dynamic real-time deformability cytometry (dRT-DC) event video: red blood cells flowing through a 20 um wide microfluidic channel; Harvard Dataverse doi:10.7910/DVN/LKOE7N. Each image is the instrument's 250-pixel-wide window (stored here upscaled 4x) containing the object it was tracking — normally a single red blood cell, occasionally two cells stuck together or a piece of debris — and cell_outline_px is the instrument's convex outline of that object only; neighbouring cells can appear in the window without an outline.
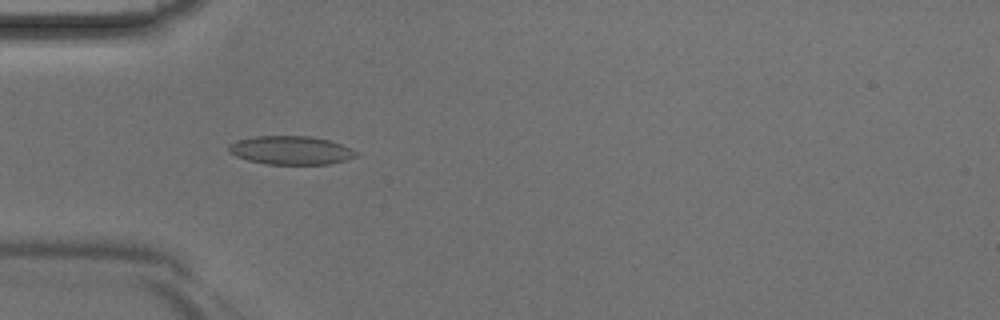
{"species": "Egyptian fruit bat (a non-hibernating species)", "species_latin": "Rousettus aegyptiacus", "temperature_condition": "room temperature", "stored_images_in_passage": 43, "camera_frame_rate_fps": 3000, "um_per_image_px": 0.085, "animal": {"sex": "male"}, "frame": {"image": 1, "passage_image": 13, "time_ms": 4.0, "image_size_px": [1000, 320], "cell_outline_px": [[360, 152], [356, 156], [344, 160], [328, 164], [268, 164], [248, 160], [236, 156], [228, 152], [228, 144], [236, 140], [256, 136], [312, 136], [328, 140], [352, 148]], "centroid_in_image_um": [24.71, 12.76], "position_along_channel_um": 60.3, "area_um2": 21.21}}
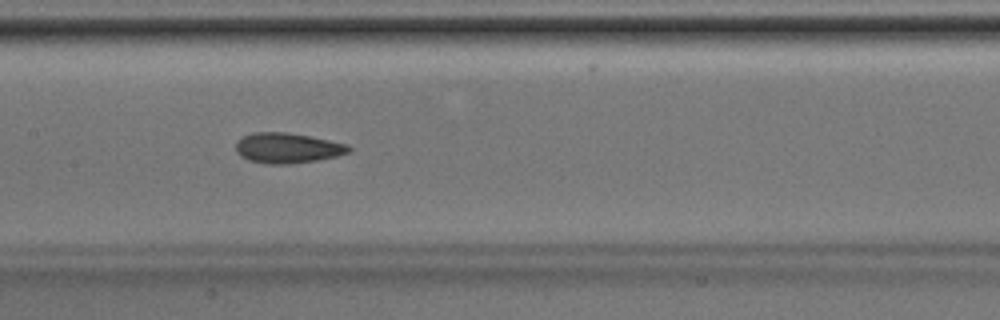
{"frame": {"image": 2, "passage_image": 21, "time_ms": 6.667, "image_size_px": [1000, 320], "cell_outline_px": [[352, 152], [336, 156], [316, 160], [288, 164], [268, 164], [248, 160], [240, 156], [236, 152], [236, 140], [252, 132], [288, 132], [348, 144], [352, 148]], "centroid_in_image_um": [24.42, 12.58], "position_along_channel_um": 183.0, "area_um2": 20.0}}
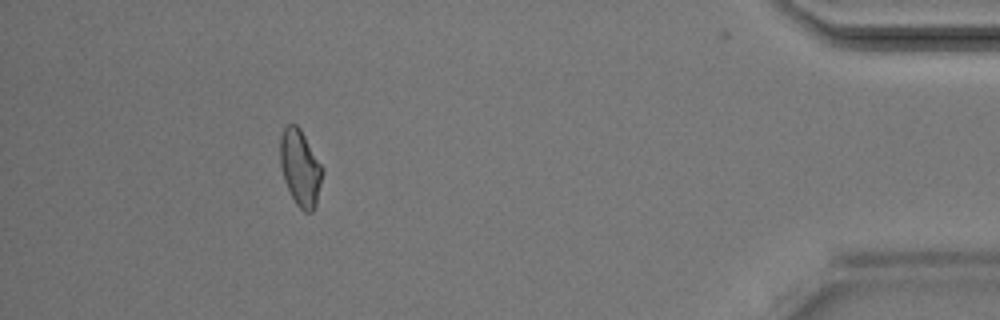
{"frame": {"image": 3, "passage_image": 39, "time_ms": 12.667, "image_size_px": [1000, 320], "cell_outline_px": [[324, 172], [316, 204], [312, 212], [304, 212], [296, 204], [284, 180], [280, 164], [280, 136], [284, 128], [288, 124], [296, 124], [300, 128], [324, 168]], "centroid_in_image_um": [25.53, 14.26], "position_along_channel_um": 409.7, "area_um2": 18.84}}